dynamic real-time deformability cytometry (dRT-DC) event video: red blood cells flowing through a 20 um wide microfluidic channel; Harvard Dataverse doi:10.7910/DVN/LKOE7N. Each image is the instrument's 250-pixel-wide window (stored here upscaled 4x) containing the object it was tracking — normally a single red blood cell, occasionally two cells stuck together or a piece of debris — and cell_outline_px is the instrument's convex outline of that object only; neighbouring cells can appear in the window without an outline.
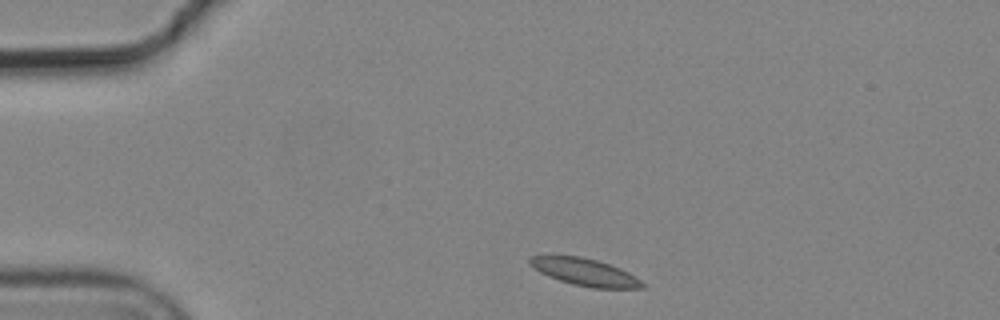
{"species": "common noctule bat (a hibernating species)", "species_latin": "Nyctalus noctula", "temperature_condition": "cold", "stored_images_in_passage": 2, "camera_frame_rate_fps": 3000, "um_per_image_px": 0.085, "animal": {"sex": "male", "body_mass_g": 19.2, "forearm_length_mm": 51.8}, "frame": {"image": 1, "passage_image": 1, "time_ms": 0.0, "image_size_px": [1000, 320], "cell_outline_px": [[644, 288], [592, 288], [572, 284], [548, 276], [540, 272], [528, 264], [528, 256], [580, 256], [596, 260], [620, 268], [628, 272], [640, 280], [644, 284]], "centroid_in_image_um": [49.69, 23.13], "position_along_channel_um": 35.3, "area_um2": 17.69}}